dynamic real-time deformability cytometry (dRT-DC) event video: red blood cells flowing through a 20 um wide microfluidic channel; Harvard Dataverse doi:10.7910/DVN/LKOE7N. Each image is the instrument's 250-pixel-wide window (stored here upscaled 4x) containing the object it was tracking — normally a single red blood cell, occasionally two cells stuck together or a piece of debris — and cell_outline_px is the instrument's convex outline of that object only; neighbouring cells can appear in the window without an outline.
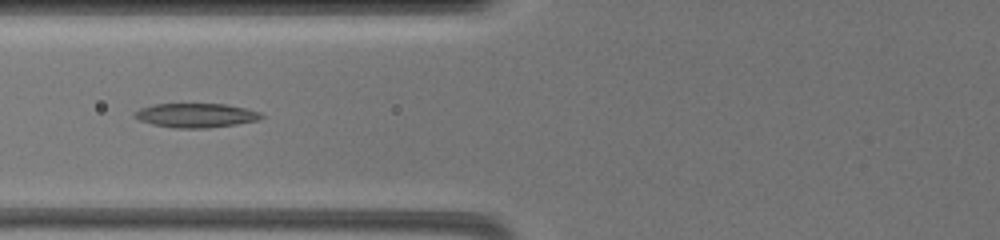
{"species": "common noctule bat (a hibernating species)", "species_latin": "Nyctalus noctula", "temperature_condition": "warm", "stored_images_in_passage": 12, "camera_frame_rate_fps": 3000, "um_per_image_px": 0.085, "animal": {"sex": "female", "body_mass_g": 19.5, "forearm_length_mm": 54.1}, "frame": {"image": 1, "passage_image": 9, "time_ms": 9.667, "image_size_px": [1000, 240], "cell_outline_px": [[264, 116], [260, 120], [236, 124], [208, 128], [172, 128], [152, 124], [140, 120], [132, 116], [132, 112], [140, 108], [156, 104], [228, 104], [248, 108], [260, 112]], "centroid_in_image_um": [16.66, 9.8], "position_along_channel_um": 109.1, "area_um2": 18.09}}
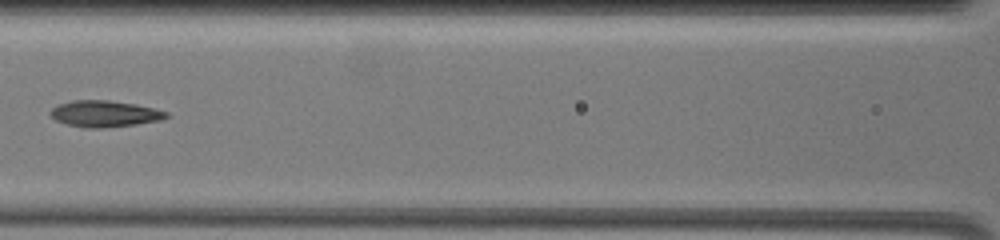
{"frame": {"image": 2, "passage_image": 10, "time_ms": 11.0, "image_size_px": [1000, 240], "cell_outline_px": [[172, 116], [160, 120], [136, 124], [104, 128], [84, 128], [68, 124], [56, 120], [48, 112], [52, 108], [60, 104], [72, 100], [108, 100], [136, 104], [168, 112]], "centroid_in_image_um": [8.91, 9.67], "position_along_channel_um": 157.7, "area_um2": 17.8}}
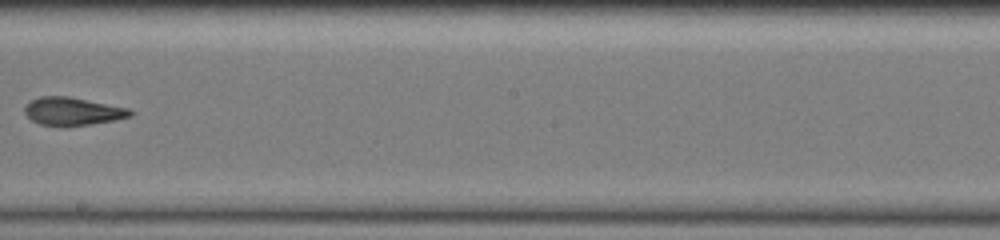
{"frame": {"image": 3, "passage_image": 12, "time_ms": 13.333, "image_size_px": [1000, 240], "cell_outline_px": [[136, 112], [132, 116], [116, 120], [92, 124], [40, 124], [32, 120], [24, 112], [24, 108], [32, 100], [40, 96], [68, 96], [128, 108]], "centroid_in_image_um": [6.23, 9.44], "position_along_channel_um": 242.0, "area_um2": 16.76}}